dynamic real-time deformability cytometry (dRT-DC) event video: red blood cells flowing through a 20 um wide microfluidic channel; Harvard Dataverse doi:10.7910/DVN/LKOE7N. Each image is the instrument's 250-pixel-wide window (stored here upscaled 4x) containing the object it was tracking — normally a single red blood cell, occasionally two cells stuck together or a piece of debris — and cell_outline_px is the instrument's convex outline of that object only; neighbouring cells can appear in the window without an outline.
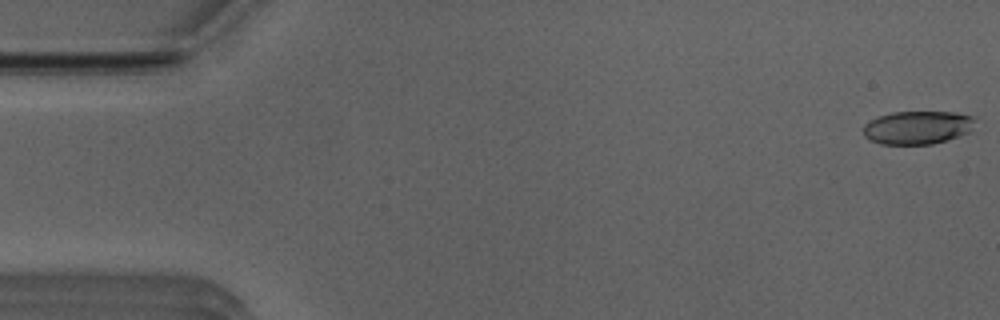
{"species": "Egyptian fruit bat (a non-hibernating species)", "species_latin": "Rousettus aegyptiacus", "temperature_condition": "room temperature", "stored_images_in_passage": 52, "camera_frame_rate_fps": 3000, "um_per_image_px": 0.085, "animal": {"sex": "male"}, "frame": {"image": 1, "passage_image": 1, "time_ms": 0.0, "image_size_px": [1000, 320], "cell_outline_px": [[972, 120], [968, 132], [932, 144], [880, 144], [868, 140], [864, 136], [864, 124], [880, 116], [892, 112], [952, 112], [972, 116]], "centroid_in_image_um": [77.9, 10.84], "position_along_channel_um": 7.1, "area_um2": 21.15}}
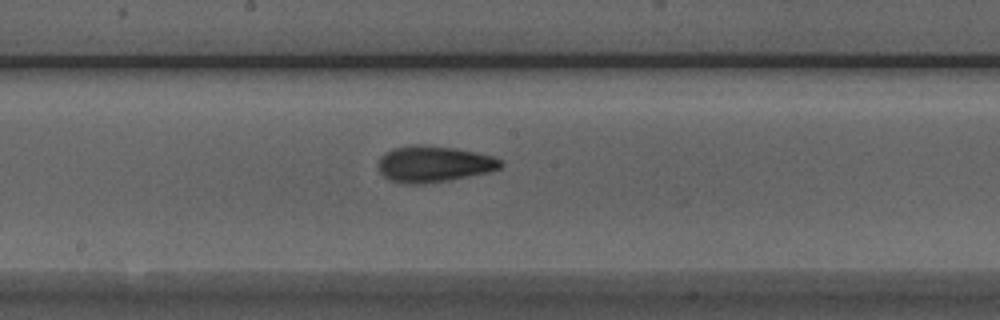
{"frame": {"image": 2, "passage_image": 27, "time_ms": 8.667, "image_size_px": [1000, 320], "cell_outline_px": [[504, 164], [500, 168], [488, 172], [448, 180], [424, 184], [404, 184], [388, 180], [380, 172], [380, 156], [384, 152], [392, 148], [416, 144], [424, 144], [452, 148], [476, 152], [492, 156], [500, 160]], "centroid_in_image_um": [36.84, 13.94], "position_along_channel_um": 211.4, "area_um2": 25.84}}
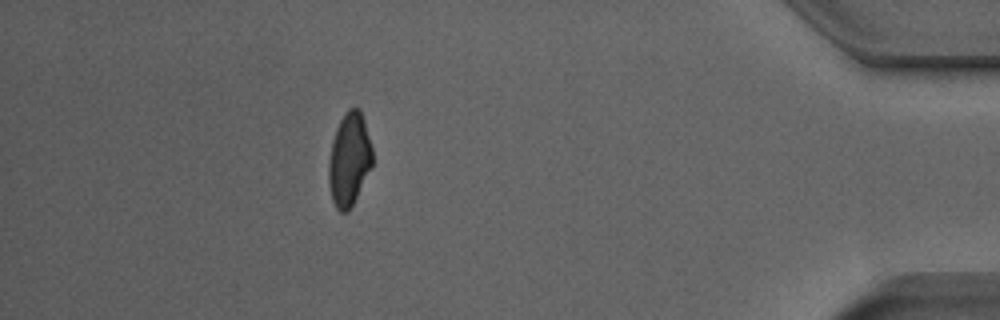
{"frame": {"image": 3, "passage_image": 46, "time_ms": 15.0, "image_size_px": [1000, 320], "cell_outline_px": [[372, 164], [348, 212], [340, 212], [336, 208], [332, 200], [328, 184], [328, 160], [332, 140], [336, 128], [344, 112], [348, 108], [360, 108], [364, 120], [372, 148]], "centroid_in_image_um": [29.65, 13.52], "position_along_channel_um": 405.6, "area_um2": 23.64}, "authors_computed_cell_mechanics": {"area_um2": 23.8714, "velocity_mm_per_s": 3.9375, "shape_relaxation_time_tau1_ms": 4.2851, "shape_relaxation_time_tau2_ms": 1.9114, "deformation_change_tau1": 0.1699, "deformation_change_tau2": 0.1014}}